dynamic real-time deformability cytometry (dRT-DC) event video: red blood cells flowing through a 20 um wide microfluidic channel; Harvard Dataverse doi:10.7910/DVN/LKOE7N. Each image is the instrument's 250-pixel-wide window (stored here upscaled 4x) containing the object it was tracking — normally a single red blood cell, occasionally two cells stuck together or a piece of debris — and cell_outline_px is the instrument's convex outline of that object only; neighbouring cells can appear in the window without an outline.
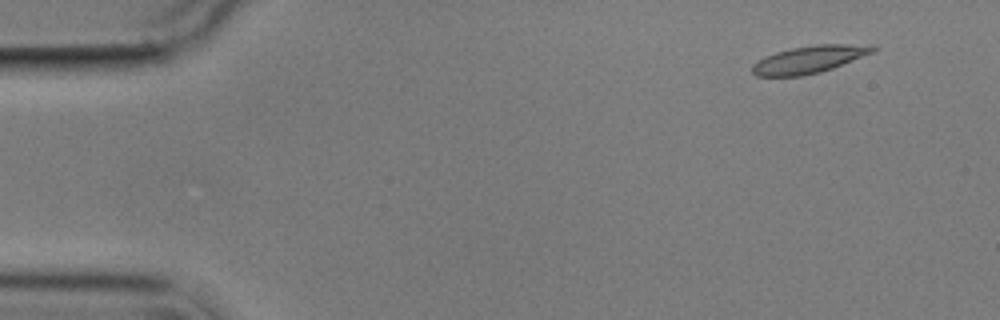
{"species": "common noctule bat (a hibernating species)", "species_latin": "Nyctalus noctula", "temperature_condition": "cold", "stored_images_in_passage": 5, "segment_of_instrument_passage": [1, 2], "camera_frame_rate_fps": 3000, "um_per_image_px": 0.085, "animal": {"sex": "male", "body_mass_g": 17.9}, "frame": {"image": 1, "passage_image": 1, "time_ms": 0.0, "image_size_px": [1000, 320], "cell_outline_px": [[876, 48], [872, 52], [832, 68], [820, 72], [800, 76], [756, 76], [752, 72], [752, 64], [764, 56], [776, 52], [792, 48], [812, 44], [872, 44]], "centroid_in_image_um": [68.75, 5.04], "position_along_channel_um": 16.3, "area_um2": 19.13}}
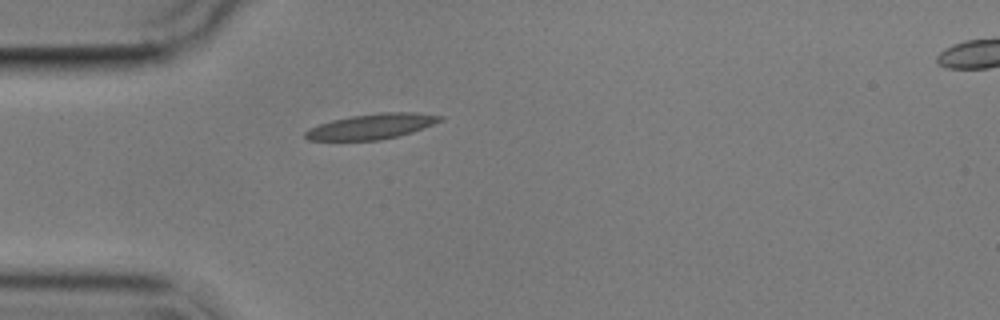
{"frame": {"image": 2, "passage_image": 4, "time_ms": 3.667, "image_size_px": [1000, 320], "cell_outline_px": [[444, 120], [424, 128], [412, 132], [380, 140], [308, 140], [304, 136], [304, 132], [308, 128], [332, 120], [352, 116], [380, 112], [416, 112], [444, 116]], "centroid_in_image_um": [31.62, 10.74], "position_along_channel_um": 53.4, "area_um2": 19.88}}